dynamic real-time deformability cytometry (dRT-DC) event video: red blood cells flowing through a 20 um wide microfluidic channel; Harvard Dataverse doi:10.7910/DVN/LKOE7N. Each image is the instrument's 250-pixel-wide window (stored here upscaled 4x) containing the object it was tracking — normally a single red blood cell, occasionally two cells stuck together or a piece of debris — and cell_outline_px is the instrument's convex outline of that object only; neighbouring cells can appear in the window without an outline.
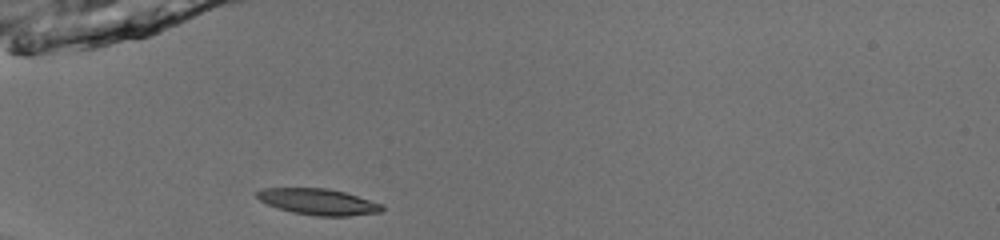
{"species": "common noctule bat (a hibernating species)", "species_latin": "Nyctalus noctula", "temperature_condition": "room temperature", "stored_images_in_passage": 35, "camera_frame_rate_fps": 3000, "um_per_image_px": 0.085, "animal": {"sex": "male", "body_mass_g": 13.0, "forearm_length_mm": 53.1}, "frame": {"image": 1, "passage_image": 1, "time_ms": 0.0, "image_size_px": [1000, 240], "cell_outline_px": [[384, 208], [380, 212], [348, 216], [316, 216], [292, 212], [268, 204], [260, 200], [256, 196], [256, 192], [264, 188], [328, 188], [344, 192], [384, 204]], "centroid_in_image_um": [27.08, 17.15], "position_along_channel_um": 57.9, "area_um2": 18.96}}
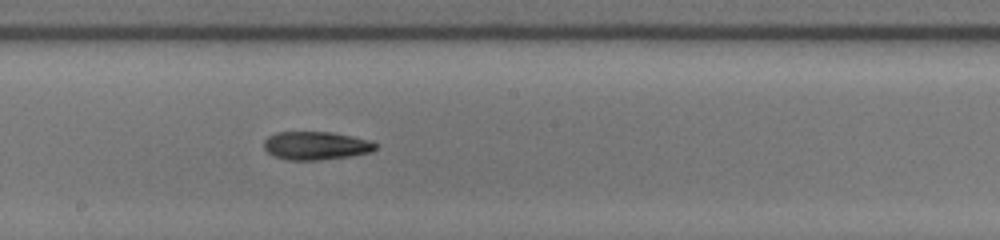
{"frame": {"image": 2, "passage_image": 14, "time_ms": 4.333, "image_size_px": [1000, 240], "cell_outline_px": [[380, 144], [372, 152], [352, 156], [316, 160], [284, 160], [272, 156], [264, 148], [264, 140], [268, 136], [276, 132], [332, 132], [352, 136], [368, 140]], "centroid_in_image_um": [26.85, 12.38], "position_along_channel_um": 221.3, "area_um2": 18.61}}
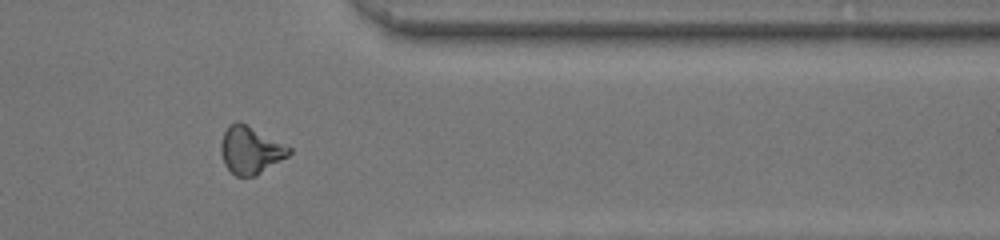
{"frame": {"image": 3, "passage_image": 27, "time_ms": 8.667, "image_size_px": [1000, 240], "cell_outline_px": [[292, 152], [288, 156], [256, 176], [236, 176], [224, 164], [220, 152], [220, 144], [224, 132], [228, 124], [236, 120], [240, 120], [288, 144], [292, 148]], "centroid_in_image_um": [21.31, 12.71], "position_along_channel_um": 390.1, "area_um2": 19.36}, "authors_computed_cell_mechanics": {"area_um2": 18.496, "velocity_mm_per_s": 4.0059, "shape_relaxation_time_tau1_ms": 4.5414, "shape_relaxation_time_tau2_ms": 10.0483, "deformation_change_tau1": 0.1787, "deformation_change_tau2": 0.1982}}